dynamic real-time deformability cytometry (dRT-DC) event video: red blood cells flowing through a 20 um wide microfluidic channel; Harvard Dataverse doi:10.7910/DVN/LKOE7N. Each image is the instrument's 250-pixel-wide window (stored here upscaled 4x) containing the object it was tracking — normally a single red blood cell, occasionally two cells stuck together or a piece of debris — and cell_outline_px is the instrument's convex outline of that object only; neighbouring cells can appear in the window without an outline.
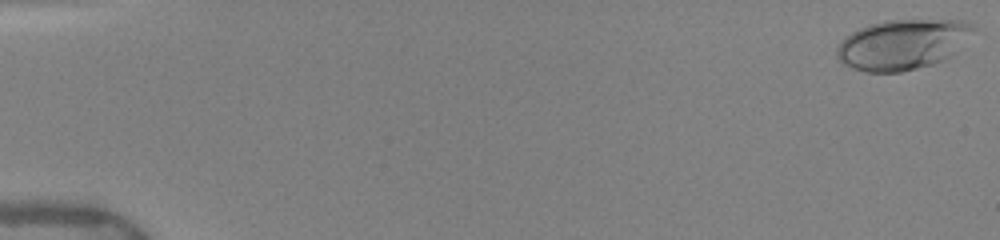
{"species": "human", "species_latin": "Homo sapiens", "temperature_condition": "warm", "stored_images_in_passage": 52, "camera_frame_rate_fps": 3000, "um_per_image_px": 0.085, "donor": {"sex": "female"}, "frame": {"image": 1, "passage_image": 1, "time_ms": 0.0, "image_size_px": [1000, 240], "cell_outline_px": [[980, 28], [956, 52], [932, 64], [900, 72], [868, 72], [852, 68], [844, 64], [836, 56], [836, 48], [852, 32], [868, 24], [884, 20], [960, 20], [972, 24]], "centroid_in_image_um": [76.76, 3.76], "position_along_channel_um": 8.2, "area_um2": 39.94}}
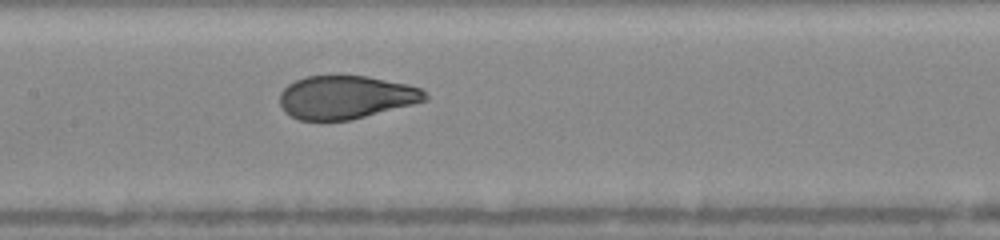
{"frame": {"image": 2, "passage_image": 26, "time_ms": 8.333, "image_size_px": [1000, 240], "cell_outline_px": [[428, 100], [352, 120], [300, 120], [284, 112], [280, 104], [280, 92], [288, 84], [304, 76], [368, 76], [408, 84], [420, 88], [428, 96]], "centroid_in_image_um": [29.39, 8.26], "position_along_channel_um": 178.0, "area_um2": 36.65}}
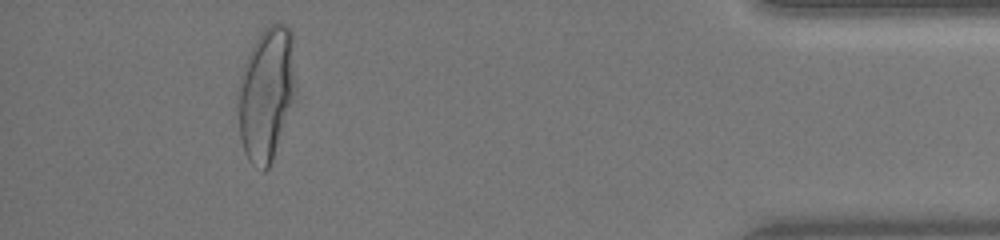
{"frame": {"image": 3, "passage_image": 47, "time_ms": 15.333, "image_size_px": [1000, 240], "cell_outline_px": [[296, 92], [272, 160], [268, 168], [264, 172], [252, 164], [248, 160], [244, 152], [240, 136], [236, 96], [236, 88], [244, 64], [256, 40], [264, 28], [268, 24], [284, 24], [292, 32], [296, 88]], "centroid_in_image_um": [22.62, 7.97], "position_along_channel_um": 412.6, "area_um2": 45.03}}